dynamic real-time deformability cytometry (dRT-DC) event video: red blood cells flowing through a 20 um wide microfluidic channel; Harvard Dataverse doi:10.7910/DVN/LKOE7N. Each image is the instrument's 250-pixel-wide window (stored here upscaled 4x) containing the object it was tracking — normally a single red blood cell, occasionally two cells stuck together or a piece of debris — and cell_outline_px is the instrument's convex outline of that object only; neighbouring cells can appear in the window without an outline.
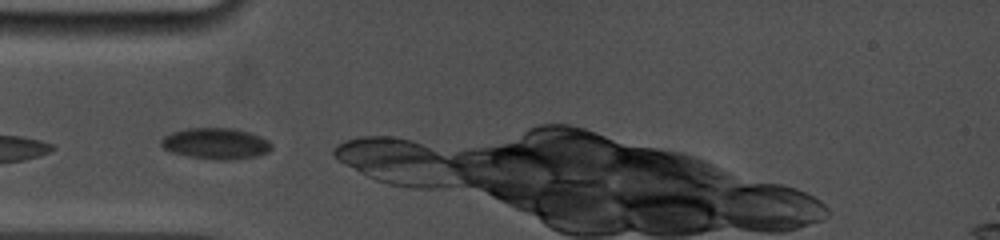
{"species": "common noctule bat (a hibernating species)", "species_latin": "Nyctalus noctula", "temperature_condition": "cold", "stored_images_in_passage": 13, "camera_frame_rate_fps": 5000, "um_per_image_px": 0.085, "animal": {"sex": "female", "body_mass_g": 19.0, "forearm_length_mm": 53.3}, "frame": {"image": 1, "passage_image": 1, "time_ms": 0.0, "image_size_px": [1000, 240], "cell_outline_px": [[272, 148], [268, 152], [256, 156], [232, 160], [220, 160], [188, 156], [172, 152], [164, 148], [160, 144], [160, 140], [164, 136], [172, 132], [188, 128], [232, 128], [248, 132], [260, 136], [268, 140], [272, 144]], "centroid_in_image_um": [18.35, 12.2], "position_along_channel_um": 66.6, "area_um2": 20.0}}